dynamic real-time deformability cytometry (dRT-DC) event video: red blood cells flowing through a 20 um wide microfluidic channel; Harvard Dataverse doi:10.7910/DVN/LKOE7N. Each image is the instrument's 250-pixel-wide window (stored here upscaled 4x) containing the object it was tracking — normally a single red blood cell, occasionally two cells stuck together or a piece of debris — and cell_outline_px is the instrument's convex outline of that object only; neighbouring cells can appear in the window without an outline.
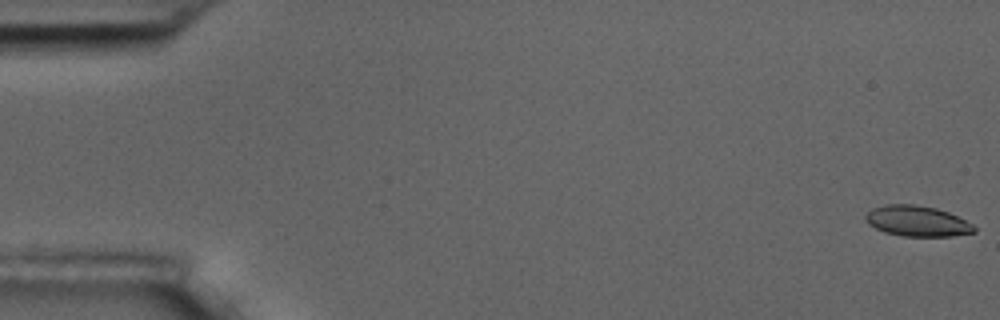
{"species": "common noctule bat (a hibernating species)", "species_latin": "Nyctalus noctula", "temperature_condition": "room temperature", "stored_images_in_passage": 6, "camera_frame_rate_fps": 3000, "um_per_image_px": 0.085, "animal": {"sex": "male", "body_mass_g": 17.5, "forearm_length_mm": 52.3}, "frame": {"image": 1, "passage_image": 1, "time_ms": 0.0, "image_size_px": [1000, 320], "cell_outline_px": [[976, 232], [952, 236], [900, 236], [884, 232], [868, 224], [864, 216], [872, 208], [884, 204], [912, 204], [936, 208], [948, 212], [972, 224], [976, 228]], "centroid_in_image_um": [77.93, 18.79], "position_along_channel_um": 7.1, "area_um2": 19.36}}
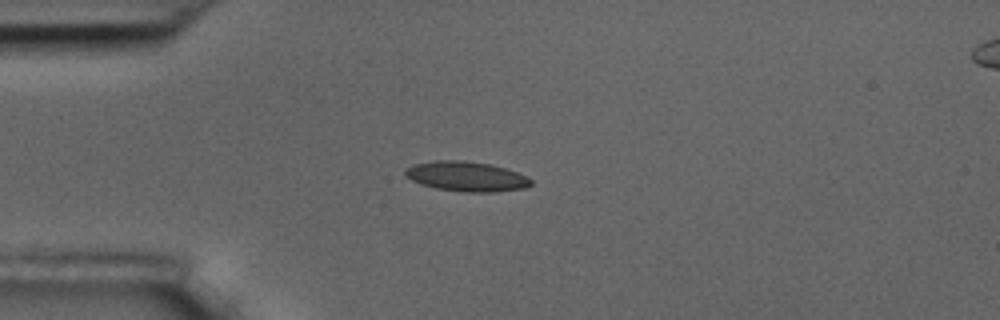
{"frame": {"image": 2, "passage_image": 5, "time_ms": 4.667, "image_size_px": [1000, 320], "cell_outline_px": [[532, 184], [524, 188], [496, 192], [468, 192], [436, 188], [420, 184], [404, 176], [404, 168], [412, 164], [436, 160], [464, 160], [492, 164], [516, 172], [532, 180]], "centroid_in_image_um": [39.59, 14.99], "position_along_channel_um": 45.4, "area_um2": 21.96}}